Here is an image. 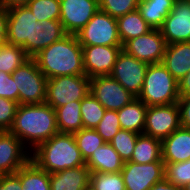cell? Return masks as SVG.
Returning a JSON list of instances; mask_svg holds the SVG:
<instances>
[{"mask_svg":"<svg viewBox=\"0 0 190 190\" xmlns=\"http://www.w3.org/2000/svg\"><path fill=\"white\" fill-rule=\"evenodd\" d=\"M32 152L58 133L55 109L49 104H19L9 130Z\"/></svg>","mask_w":190,"mask_h":190,"instance_id":"cell-1","label":"cell"},{"mask_svg":"<svg viewBox=\"0 0 190 190\" xmlns=\"http://www.w3.org/2000/svg\"><path fill=\"white\" fill-rule=\"evenodd\" d=\"M33 59L47 79L84 75L83 50L76 35L67 34L37 53Z\"/></svg>","mask_w":190,"mask_h":190,"instance_id":"cell-2","label":"cell"},{"mask_svg":"<svg viewBox=\"0 0 190 190\" xmlns=\"http://www.w3.org/2000/svg\"><path fill=\"white\" fill-rule=\"evenodd\" d=\"M30 159L50 174L86 165L72 133H56L38 145Z\"/></svg>","mask_w":190,"mask_h":190,"instance_id":"cell-3","label":"cell"},{"mask_svg":"<svg viewBox=\"0 0 190 190\" xmlns=\"http://www.w3.org/2000/svg\"><path fill=\"white\" fill-rule=\"evenodd\" d=\"M137 98L147 106L177 103L180 98L178 81L163 63L149 64L141 92Z\"/></svg>","mask_w":190,"mask_h":190,"instance_id":"cell-4","label":"cell"},{"mask_svg":"<svg viewBox=\"0 0 190 190\" xmlns=\"http://www.w3.org/2000/svg\"><path fill=\"white\" fill-rule=\"evenodd\" d=\"M11 75L19 91L18 104L45 103L48 79L33 58L19 66Z\"/></svg>","mask_w":190,"mask_h":190,"instance_id":"cell-5","label":"cell"},{"mask_svg":"<svg viewBox=\"0 0 190 190\" xmlns=\"http://www.w3.org/2000/svg\"><path fill=\"white\" fill-rule=\"evenodd\" d=\"M90 93V78L84 75L53 77L47 80L46 100L52 108L81 101Z\"/></svg>","mask_w":190,"mask_h":190,"instance_id":"cell-6","label":"cell"},{"mask_svg":"<svg viewBox=\"0 0 190 190\" xmlns=\"http://www.w3.org/2000/svg\"><path fill=\"white\" fill-rule=\"evenodd\" d=\"M75 35L81 46H123L118 33L117 19L100 9Z\"/></svg>","mask_w":190,"mask_h":190,"instance_id":"cell-7","label":"cell"},{"mask_svg":"<svg viewBox=\"0 0 190 190\" xmlns=\"http://www.w3.org/2000/svg\"><path fill=\"white\" fill-rule=\"evenodd\" d=\"M6 42L22 47L33 58V32L37 19L26 5L7 8Z\"/></svg>","mask_w":190,"mask_h":190,"instance_id":"cell-8","label":"cell"},{"mask_svg":"<svg viewBox=\"0 0 190 190\" xmlns=\"http://www.w3.org/2000/svg\"><path fill=\"white\" fill-rule=\"evenodd\" d=\"M148 65L122 49L110 75L132 95L138 97Z\"/></svg>","mask_w":190,"mask_h":190,"instance_id":"cell-9","label":"cell"},{"mask_svg":"<svg viewBox=\"0 0 190 190\" xmlns=\"http://www.w3.org/2000/svg\"><path fill=\"white\" fill-rule=\"evenodd\" d=\"M180 126L178 103L147 107L144 134L163 140Z\"/></svg>","mask_w":190,"mask_h":190,"instance_id":"cell-10","label":"cell"},{"mask_svg":"<svg viewBox=\"0 0 190 190\" xmlns=\"http://www.w3.org/2000/svg\"><path fill=\"white\" fill-rule=\"evenodd\" d=\"M90 93L106 110L113 111L120 110L136 98L111 75L91 78Z\"/></svg>","mask_w":190,"mask_h":190,"instance_id":"cell-11","label":"cell"},{"mask_svg":"<svg viewBox=\"0 0 190 190\" xmlns=\"http://www.w3.org/2000/svg\"><path fill=\"white\" fill-rule=\"evenodd\" d=\"M167 43L159 29L128 40L123 50L133 57L148 64L162 63Z\"/></svg>","mask_w":190,"mask_h":190,"instance_id":"cell-12","label":"cell"},{"mask_svg":"<svg viewBox=\"0 0 190 190\" xmlns=\"http://www.w3.org/2000/svg\"><path fill=\"white\" fill-rule=\"evenodd\" d=\"M126 190H149L165 179L164 161L149 164L124 162L121 170Z\"/></svg>","mask_w":190,"mask_h":190,"instance_id":"cell-13","label":"cell"},{"mask_svg":"<svg viewBox=\"0 0 190 190\" xmlns=\"http://www.w3.org/2000/svg\"><path fill=\"white\" fill-rule=\"evenodd\" d=\"M99 10V0H60V22L67 34L75 35Z\"/></svg>","mask_w":190,"mask_h":190,"instance_id":"cell-14","label":"cell"},{"mask_svg":"<svg viewBox=\"0 0 190 190\" xmlns=\"http://www.w3.org/2000/svg\"><path fill=\"white\" fill-rule=\"evenodd\" d=\"M122 49L123 46H82L85 74L90 79L110 75Z\"/></svg>","mask_w":190,"mask_h":190,"instance_id":"cell-15","label":"cell"},{"mask_svg":"<svg viewBox=\"0 0 190 190\" xmlns=\"http://www.w3.org/2000/svg\"><path fill=\"white\" fill-rule=\"evenodd\" d=\"M167 45L190 41V6L186 0H176L161 28Z\"/></svg>","mask_w":190,"mask_h":190,"instance_id":"cell-16","label":"cell"},{"mask_svg":"<svg viewBox=\"0 0 190 190\" xmlns=\"http://www.w3.org/2000/svg\"><path fill=\"white\" fill-rule=\"evenodd\" d=\"M31 152L9 131L0 132V173L14 174L30 160Z\"/></svg>","mask_w":190,"mask_h":190,"instance_id":"cell-17","label":"cell"},{"mask_svg":"<svg viewBox=\"0 0 190 190\" xmlns=\"http://www.w3.org/2000/svg\"><path fill=\"white\" fill-rule=\"evenodd\" d=\"M164 163H177L190 159V129L179 127L161 140Z\"/></svg>","mask_w":190,"mask_h":190,"instance_id":"cell-18","label":"cell"},{"mask_svg":"<svg viewBox=\"0 0 190 190\" xmlns=\"http://www.w3.org/2000/svg\"><path fill=\"white\" fill-rule=\"evenodd\" d=\"M90 174L86 165L52 173L51 190H89Z\"/></svg>","mask_w":190,"mask_h":190,"instance_id":"cell-19","label":"cell"},{"mask_svg":"<svg viewBox=\"0 0 190 190\" xmlns=\"http://www.w3.org/2000/svg\"><path fill=\"white\" fill-rule=\"evenodd\" d=\"M162 63L179 81L190 71V41L167 45Z\"/></svg>","mask_w":190,"mask_h":190,"instance_id":"cell-20","label":"cell"},{"mask_svg":"<svg viewBox=\"0 0 190 190\" xmlns=\"http://www.w3.org/2000/svg\"><path fill=\"white\" fill-rule=\"evenodd\" d=\"M86 166L90 169V172H121L124 161L112 145L105 142L93 152L91 157L86 161Z\"/></svg>","mask_w":190,"mask_h":190,"instance_id":"cell-21","label":"cell"},{"mask_svg":"<svg viewBox=\"0 0 190 190\" xmlns=\"http://www.w3.org/2000/svg\"><path fill=\"white\" fill-rule=\"evenodd\" d=\"M66 35L60 20L38 21L35 23L33 32V57Z\"/></svg>","mask_w":190,"mask_h":190,"instance_id":"cell-22","label":"cell"},{"mask_svg":"<svg viewBox=\"0 0 190 190\" xmlns=\"http://www.w3.org/2000/svg\"><path fill=\"white\" fill-rule=\"evenodd\" d=\"M147 105L139 98L117 111L121 129L142 134L145 128Z\"/></svg>","mask_w":190,"mask_h":190,"instance_id":"cell-23","label":"cell"},{"mask_svg":"<svg viewBox=\"0 0 190 190\" xmlns=\"http://www.w3.org/2000/svg\"><path fill=\"white\" fill-rule=\"evenodd\" d=\"M176 0H140L137 10L152 29H160Z\"/></svg>","mask_w":190,"mask_h":190,"instance_id":"cell-24","label":"cell"},{"mask_svg":"<svg viewBox=\"0 0 190 190\" xmlns=\"http://www.w3.org/2000/svg\"><path fill=\"white\" fill-rule=\"evenodd\" d=\"M130 161L138 164L163 161L161 140L144 133L139 134Z\"/></svg>","mask_w":190,"mask_h":190,"instance_id":"cell-25","label":"cell"},{"mask_svg":"<svg viewBox=\"0 0 190 190\" xmlns=\"http://www.w3.org/2000/svg\"><path fill=\"white\" fill-rule=\"evenodd\" d=\"M15 174L20 178L22 190H51L50 173L39 168L31 159Z\"/></svg>","mask_w":190,"mask_h":190,"instance_id":"cell-26","label":"cell"},{"mask_svg":"<svg viewBox=\"0 0 190 190\" xmlns=\"http://www.w3.org/2000/svg\"><path fill=\"white\" fill-rule=\"evenodd\" d=\"M117 24L122 45L132 38L148 33L152 29L137 9L118 17Z\"/></svg>","mask_w":190,"mask_h":190,"instance_id":"cell-27","label":"cell"},{"mask_svg":"<svg viewBox=\"0 0 190 190\" xmlns=\"http://www.w3.org/2000/svg\"><path fill=\"white\" fill-rule=\"evenodd\" d=\"M80 107L81 101H71L55 109L58 132L73 134L83 128Z\"/></svg>","mask_w":190,"mask_h":190,"instance_id":"cell-28","label":"cell"},{"mask_svg":"<svg viewBox=\"0 0 190 190\" xmlns=\"http://www.w3.org/2000/svg\"><path fill=\"white\" fill-rule=\"evenodd\" d=\"M30 57L20 47L7 42L0 44V71L12 74L19 66L23 65Z\"/></svg>","mask_w":190,"mask_h":190,"instance_id":"cell-29","label":"cell"},{"mask_svg":"<svg viewBox=\"0 0 190 190\" xmlns=\"http://www.w3.org/2000/svg\"><path fill=\"white\" fill-rule=\"evenodd\" d=\"M80 111L83 128L94 129L104 116L106 109L91 93H89L81 100Z\"/></svg>","mask_w":190,"mask_h":190,"instance_id":"cell-30","label":"cell"},{"mask_svg":"<svg viewBox=\"0 0 190 190\" xmlns=\"http://www.w3.org/2000/svg\"><path fill=\"white\" fill-rule=\"evenodd\" d=\"M73 135L85 162L91 157L97 148L105 143L98 132L92 128H82L73 133Z\"/></svg>","mask_w":190,"mask_h":190,"instance_id":"cell-31","label":"cell"},{"mask_svg":"<svg viewBox=\"0 0 190 190\" xmlns=\"http://www.w3.org/2000/svg\"><path fill=\"white\" fill-rule=\"evenodd\" d=\"M89 190H126L121 172H91Z\"/></svg>","mask_w":190,"mask_h":190,"instance_id":"cell-32","label":"cell"},{"mask_svg":"<svg viewBox=\"0 0 190 190\" xmlns=\"http://www.w3.org/2000/svg\"><path fill=\"white\" fill-rule=\"evenodd\" d=\"M138 135L136 132L120 129L109 142L124 162L130 161Z\"/></svg>","mask_w":190,"mask_h":190,"instance_id":"cell-33","label":"cell"},{"mask_svg":"<svg viewBox=\"0 0 190 190\" xmlns=\"http://www.w3.org/2000/svg\"><path fill=\"white\" fill-rule=\"evenodd\" d=\"M26 6L39 22L60 18V0H30Z\"/></svg>","mask_w":190,"mask_h":190,"instance_id":"cell-34","label":"cell"},{"mask_svg":"<svg viewBox=\"0 0 190 190\" xmlns=\"http://www.w3.org/2000/svg\"><path fill=\"white\" fill-rule=\"evenodd\" d=\"M164 172L165 180L183 188L190 182V159L177 163H164Z\"/></svg>","mask_w":190,"mask_h":190,"instance_id":"cell-35","label":"cell"},{"mask_svg":"<svg viewBox=\"0 0 190 190\" xmlns=\"http://www.w3.org/2000/svg\"><path fill=\"white\" fill-rule=\"evenodd\" d=\"M94 129L105 142L109 143L121 129L117 111L106 110L99 124Z\"/></svg>","mask_w":190,"mask_h":190,"instance_id":"cell-36","label":"cell"},{"mask_svg":"<svg viewBox=\"0 0 190 190\" xmlns=\"http://www.w3.org/2000/svg\"><path fill=\"white\" fill-rule=\"evenodd\" d=\"M140 0H99V9L114 18L137 9Z\"/></svg>","mask_w":190,"mask_h":190,"instance_id":"cell-37","label":"cell"},{"mask_svg":"<svg viewBox=\"0 0 190 190\" xmlns=\"http://www.w3.org/2000/svg\"><path fill=\"white\" fill-rule=\"evenodd\" d=\"M18 105L16 101L0 97V132L11 129Z\"/></svg>","mask_w":190,"mask_h":190,"instance_id":"cell-38","label":"cell"},{"mask_svg":"<svg viewBox=\"0 0 190 190\" xmlns=\"http://www.w3.org/2000/svg\"><path fill=\"white\" fill-rule=\"evenodd\" d=\"M18 93L12 75L0 71V97L18 102Z\"/></svg>","mask_w":190,"mask_h":190,"instance_id":"cell-39","label":"cell"},{"mask_svg":"<svg viewBox=\"0 0 190 190\" xmlns=\"http://www.w3.org/2000/svg\"><path fill=\"white\" fill-rule=\"evenodd\" d=\"M177 103L180 109V125L190 129V96L180 97Z\"/></svg>","mask_w":190,"mask_h":190,"instance_id":"cell-40","label":"cell"},{"mask_svg":"<svg viewBox=\"0 0 190 190\" xmlns=\"http://www.w3.org/2000/svg\"><path fill=\"white\" fill-rule=\"evenodd\" d=\"M0 190H22L20 178L15 173L0 176Z\"/></svg>","mask_w":190,"mask_h":190,"instance_id":"cell-41","label":"cell"},{"mask_svg":"<svg viewBox=\"0 0 190 190\" xmlns=\"http://www.w3.org/2000/svg\"><path fill=\"white\" fill-rule=\"evenodd\" d=\"M7 9L0 6V44L6 42L7 38Z\"/></svg>","mask_w":190,"mask_h":190,"instance_id":"cell-42","label":"cell"},{"mask_svg":"<svg viewBox=\"0 0 190 190\" xmlns=\"http://www.w3.org/2000/svg\"><path fill=\"white\" fill-rule=\"evenodd\" d=\"M178 84L180 97L190 96V71L178 81Z\"/></svg>","mask_w":190,"mask_h":190,"instance_id":"cell-43","label":"cell"},{"mask_svg":"<svg viewBox=\"0 0 190 190\" xmlns=\"http://www.w3.org/2000/svg\"><path fill=\"white\" fill-rule=\"evenodd\" d=\"M149 190H183V188L171 184L164 179L163 181L154 184Z\"/></svg>","mask_w":190,"mask_h":190,"instance_id":"cell-44","label":"cell"},{"mask_svg":"<svg viewBox=\"0 0 190 190\" xmlns=\"http://www.w3.org/2000/svg\"><path fill=\"white\" fill-rule=\"evenodd\" d=\"M30 0H0V6L9 8L17 5H26Z\"/></svg>","mask_w":190,"mask_h":190,"instance_id":"cell-45","label":"cell"},{"mask_svg":"<svg viewBox=\"0 0 190 190\" xmlns=\"http://www.w3.org/2000/svg\"><path fill=\"white\" fill-rule=\"evenodd\" d=\"M183 190H190V182L183 187Z\"/></svg>","mask_w":190,"mask_h":190,"instance_id":"cell-46","label":"cell"}]
</instances>
